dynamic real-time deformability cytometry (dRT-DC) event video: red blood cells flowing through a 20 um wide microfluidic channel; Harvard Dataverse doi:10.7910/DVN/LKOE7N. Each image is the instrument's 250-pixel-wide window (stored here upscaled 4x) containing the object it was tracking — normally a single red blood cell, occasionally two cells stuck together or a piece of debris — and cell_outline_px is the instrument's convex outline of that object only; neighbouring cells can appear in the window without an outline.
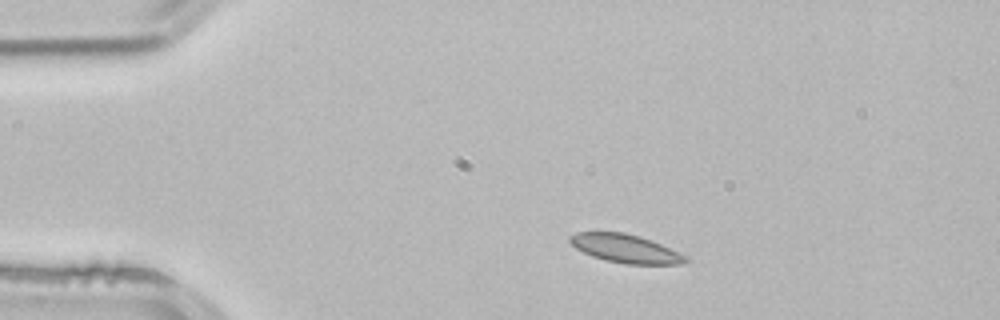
{"species": "common noctule bat (a hibernating species)", "species_latin": "Nyctalus noctula", "temperature_condition": "room temperature", "stored_images_in_passage": 2, "camera_frame_rate_fps": 3000, "um_per_image_px": 0.085, "animal": {"sex": "male", "body_mass_g": 21.5, "forearm_length_mm": 52.0}, "frame": {"image": 1, "passage_image": 1, "time_ms": 0.0, "image_size_px": [1000, 320], "cell_outline_px": [[688, 260], [684, 264], [628, 264], [604, 260], [592, 256], [576, 248], [568, 240], [568, 236], [576, 232], [624, 232], [640, 236], [660, 244], [688, 256]], "centroid_in_image_um": [53.16, 21.12], "position_along_channel_um": 31.8, "area_um2": 19.13}}